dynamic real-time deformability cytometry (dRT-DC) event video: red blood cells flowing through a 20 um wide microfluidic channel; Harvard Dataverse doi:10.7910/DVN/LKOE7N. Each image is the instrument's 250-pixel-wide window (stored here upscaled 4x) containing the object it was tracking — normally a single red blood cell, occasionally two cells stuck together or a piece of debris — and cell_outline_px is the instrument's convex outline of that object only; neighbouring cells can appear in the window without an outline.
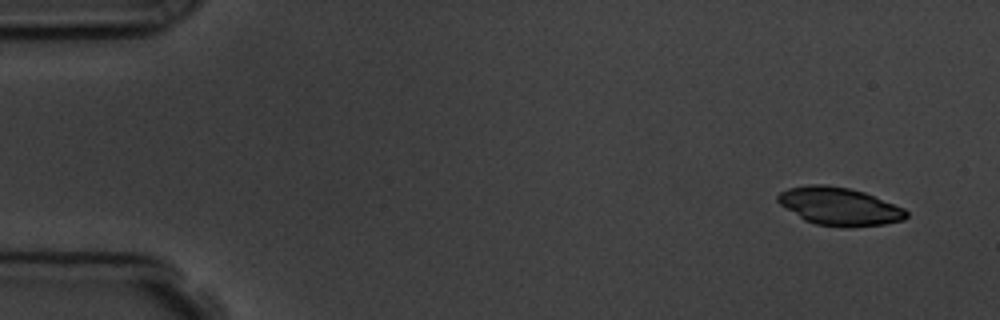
{"species": "common noctule bat (a hibernating species)", "species_latin": "Nyctalus noctula", "temperature_condition": "room temperature", "stored_images_in_passage": 5, "camera_frame_rate_fps": 3000, "um_per_image_px": 0.085, "animal": {"sex": "male", "body_mass_g": 19.5, "forearm_length_mm": 54.6}, "frame": {"image": 1, "passage_image": 1, "time_ms": 0.0, "image_size_px": [1000, 320], "cell_outline_px": [[908, 216], [904, 220], [884, 224], [848, 228], [844, 228], [816, 224], [804, 220], [780, 204], [776, 200], [776, 196], [780, 192], [788, 188], [808, 184], [824, 184], [848, 188], [864, 192], [904, 208], [908, 212]], "centroid_in_image_um": [71.33, 17.55], "position_along_channel_um": 13.7, "area_um2": 28.5}}